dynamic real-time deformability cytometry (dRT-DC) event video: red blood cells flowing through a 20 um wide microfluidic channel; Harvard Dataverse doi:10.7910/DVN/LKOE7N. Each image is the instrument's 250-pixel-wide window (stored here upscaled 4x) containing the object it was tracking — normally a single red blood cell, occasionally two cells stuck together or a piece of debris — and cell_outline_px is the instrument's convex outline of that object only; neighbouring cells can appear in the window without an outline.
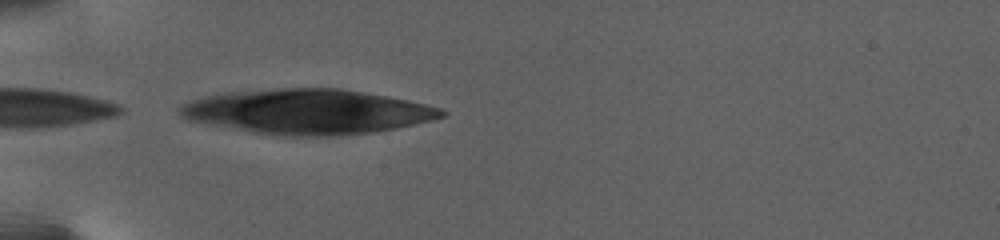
{"species": "human", "species_latin": "Homo sapiens", "temperature_condition": "warm", "stored_images_in_passage": 9, "camera_frame_rate_fps": 3000, "um_per_image_px": 0.085, "donor": {"sex": "female"}, "frame": {"image": 1, "passage_image": 1, "time_ms": 0.0, "image_size_px": [1000, 240], "cell_outline_px": [[448, 112], [444, 116], [432, 120], [396, 128], [372, 132], [336, 136], [288, 136], [252, 132], [188, 120], [180, 116], [176, 108], [192, 100], [204, 96], [228, 92], [276, 88], [340, 88], [388, 96], [408, 100], [440, 108]], "centroid_in_image_um": [26.13, 9.49], "position_along_channel_um": 58.9, "area_um2": 68.32}}